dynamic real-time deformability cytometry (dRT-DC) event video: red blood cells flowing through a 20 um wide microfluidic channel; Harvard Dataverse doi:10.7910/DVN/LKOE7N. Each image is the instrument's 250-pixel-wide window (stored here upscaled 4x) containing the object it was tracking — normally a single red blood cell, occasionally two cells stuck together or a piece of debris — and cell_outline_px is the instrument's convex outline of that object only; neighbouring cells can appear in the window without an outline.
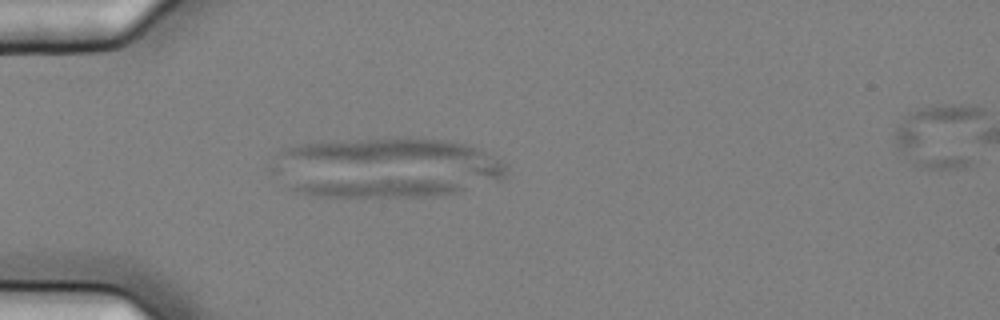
{"species": "common noctule bat (a hibernating species)", "species_latin": "Nyctalus noctula", "temperature_condition": "cold", "stored_images_in_passage": 18, "camera_frame_rate_fps": 3000, "um_per_image_px": 0.085, "animal": {"sex": "female", "body_mass_g": 25.1}, "frame": {"image": 1, "passage_image": 16, "time_ms": 5.0, "image_size_px": [1000, 320], "cell_outline_px": [[464, 188], [452, 192], [428, 196], [320, 196], [300, 192], [288, 188], [288, 180], [436, 180], [456, 184]], "centroid_in_image_um": [31.71, 15.95], "position_along_channel_um": 53.3, "area_um2": 18.03}}